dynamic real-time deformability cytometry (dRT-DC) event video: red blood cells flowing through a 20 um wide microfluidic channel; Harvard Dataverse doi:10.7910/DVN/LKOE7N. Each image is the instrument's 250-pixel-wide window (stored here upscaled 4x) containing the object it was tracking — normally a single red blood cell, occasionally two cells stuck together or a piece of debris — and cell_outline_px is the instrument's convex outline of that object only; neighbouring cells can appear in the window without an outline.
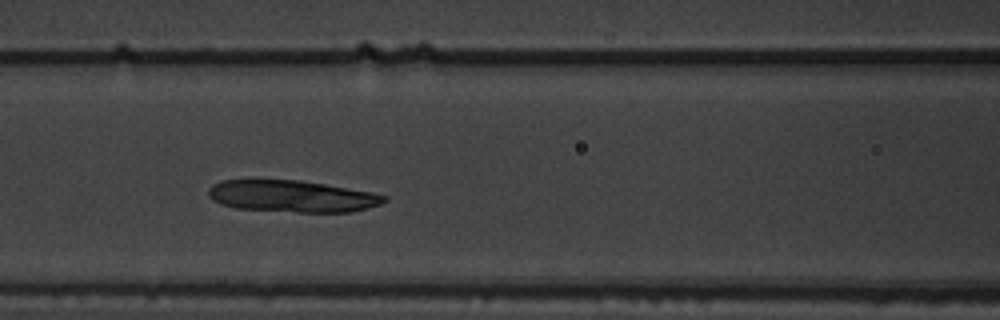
{"species": "common noctule bat (a hibernating species)", "species_latin": "Nyctalus noctula", "temperature_condition": "warm", "stored_images_in_passage": 6, "camera_frame_rate_fps": 3000, "um_per_image_px": 0.085, "animal": {"sex": "male", "body_mass_g": 19.5, "forearm_length_mm": 54.6}, "frame": {"image": 1, "passage_image": 5, "time_ms": 1.333, "image_size_px": [1000, 320], "cell_outline_px": [[388, 200], [380, 204], [368, 208], [348, 212], [296, 212], [236, 208], [212, 200], [208, 196], [208, 188], [212, 184], [220, 180], [300, 180], [372, 192], [388, 196]], "centroid_in_image_um": [24.82, 16.68], "position_along_channel_um": 141.8, "area_um2": 32.54}}